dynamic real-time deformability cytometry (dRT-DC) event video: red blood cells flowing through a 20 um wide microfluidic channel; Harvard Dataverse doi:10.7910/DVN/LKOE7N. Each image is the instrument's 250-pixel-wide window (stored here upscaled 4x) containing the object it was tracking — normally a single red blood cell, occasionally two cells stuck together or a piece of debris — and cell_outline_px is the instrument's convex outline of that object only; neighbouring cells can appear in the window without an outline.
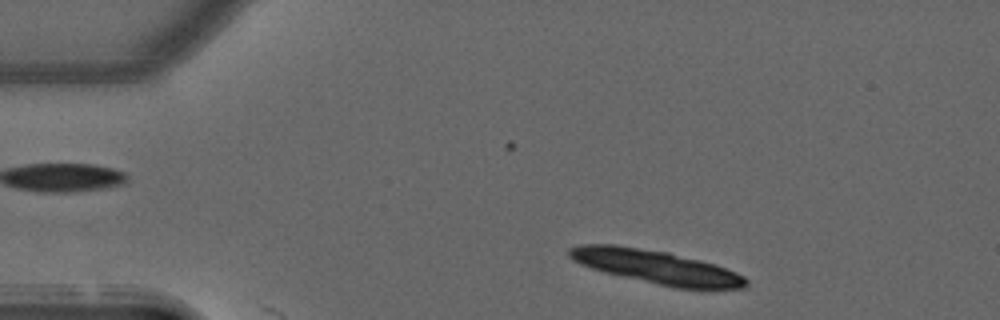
{"species": "common noctule bat (a hibernating species)", "species_latin": "Nyctalus noctula", "temperature_condition": "warm", "stored_images_in_passage": 27, "camera_frame_rate_fps": 3000, "um_per_image_px": 0.085, "animal": {"sex": "male", "forearm_length_mm": 52.5}, "frame": {"image": 1, "passage_image": 2, "time_ms": 0.333, "image_size_px": [1000, 320], "cell_outline_px": [[748, 284], [744, 288], [676, 288], [604, 272], [580, 264], [572, 260], [568, 256], [568, 248], [580, 244], [616, 244], [668, 252], [716, 264], [736, 272], [744, 276], [748, 280]], "centroid_in_image_um": [55.75, 22.67], "position_along_channel_um": 29.2, "area_um2": 34.45}}
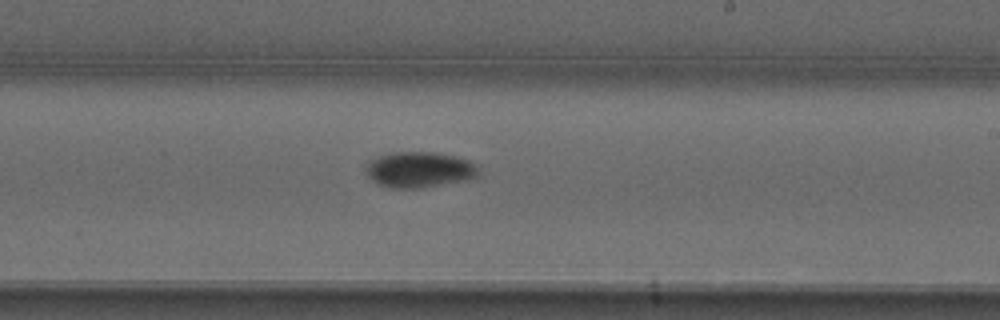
{"frame": {"image": 2, "passage_image": 15, "time_ms": 4.667, "image_size_px": [1000, 320], "cell_outline_px": [[480, 176], [464, 180], [420, 188], [392, 188], [380, 184], [372, 180], [368, 176], [364, 168], [364, 164], [368, 160], [392, 152], [432, 152], [452, 156], [468, 160], [476, 164], [480, 168]], "centroid_in_image_um": [35.63, 14.42], "position_along_channel_um": 253.4, "area_um2": 23.52}}
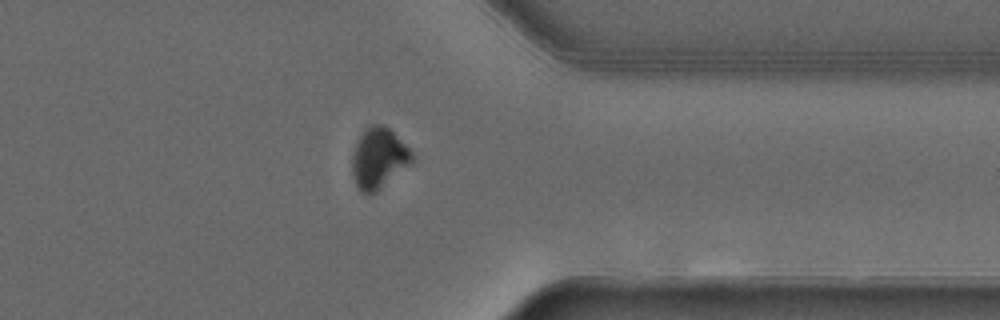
{"frame": {"image": 3, "passage_image": 25, "time_ms": 8.0, "image_size_px": [1000, 320], "cell_outline_px": [[412, 164], [376, 192], [360, 192], [352, 176], [352, 156], [356, 144], [364, 128], [372, 124], [380, 124], [388, 128], [412, 152]], "centroid_in_image_um": [32.17, 13.46], "position_along_channel_um": 379.2, "area_um2": 20.92}}